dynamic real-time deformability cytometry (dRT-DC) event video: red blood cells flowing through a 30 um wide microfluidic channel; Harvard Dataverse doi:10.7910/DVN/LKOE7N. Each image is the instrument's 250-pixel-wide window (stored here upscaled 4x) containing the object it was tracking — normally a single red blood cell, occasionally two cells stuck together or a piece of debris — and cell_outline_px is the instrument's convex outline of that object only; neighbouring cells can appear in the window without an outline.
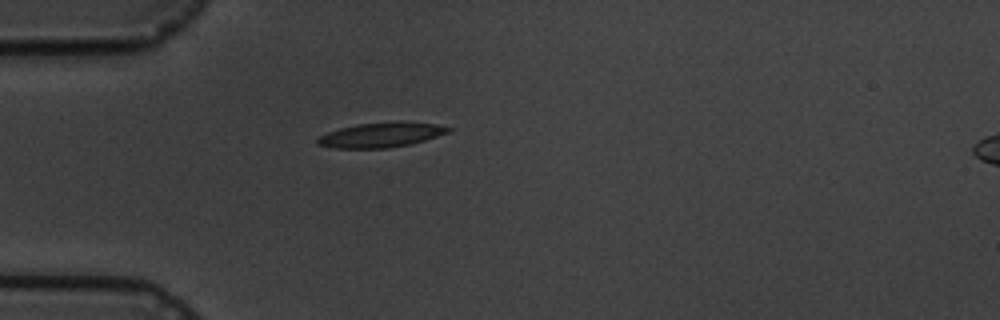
{"species": "common noctule bat (a hibernating species)", "species_latin": "Nyctalus noctula", "temperature_condition": "cold", "stored_images_in_passage": 1, "camera_frame_rate_fps": 3000, "um_per_image_px": 0.085, "animal": {"sex": "male", "body_mass_g": 19.5, "forearm_length_mm": 54.6}, "frame": {"image": 1, "passage_image": 1, "time_ms": 0.0, "image_size_px": [1000, 320], "cell_outline_px": [[452, 128], [448, 132], [424, 140], [408, 144], [388, 148], [332, 148], [316, 144], [316, 136], [340, 128], [356, 124], [400, 120], [436, 124]], "centroid_in_image_um": [32.34, 11.45], "position_along_channel_um": 52.7, "area_um2": 19.07}}